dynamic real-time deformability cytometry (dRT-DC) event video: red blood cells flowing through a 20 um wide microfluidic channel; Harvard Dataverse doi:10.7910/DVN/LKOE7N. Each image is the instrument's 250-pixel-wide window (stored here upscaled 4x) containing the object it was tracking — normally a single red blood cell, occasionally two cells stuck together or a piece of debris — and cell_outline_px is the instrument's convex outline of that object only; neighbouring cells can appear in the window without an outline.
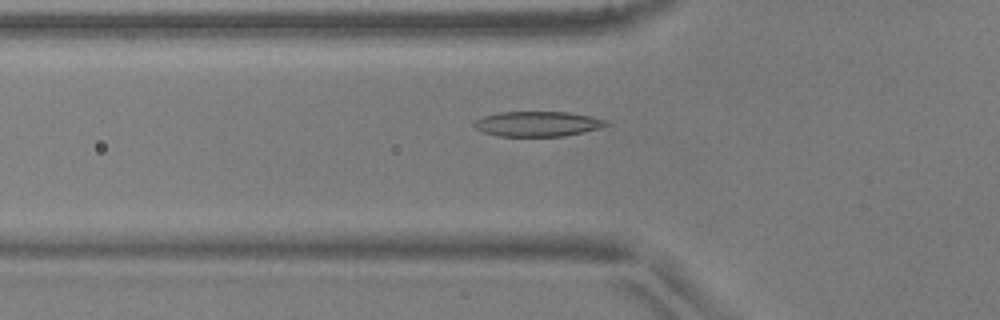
{"species": "common noctule bat (a hibernating species)", "species_latin": "Nyctalus noctula", "temperature_condition": "warm", "stored_images_in_passage": 48, "camera_frame_rate_fps": 3000, "um_per_image_px": 0.085, "animal": {"sex": "male", "body_mass_g": 17.9, "forearm_length_mm": 54.2}, "frame": {"image": 1, "passage_image": 14, "time_ms": 4.333, "image_size_px": [1000, 320], "cell_outline_px": [[612, 124], [564, 136], [496, 136], [480, 132], [472, 124], [476, 120], [484, 116], [500, 112], [568, 112], [592, 116], [608, 120]], "centroid_in_image_um": [45.67, 10.53], "position_along_channel_um": 80.1, "area_um2": 19.31}}
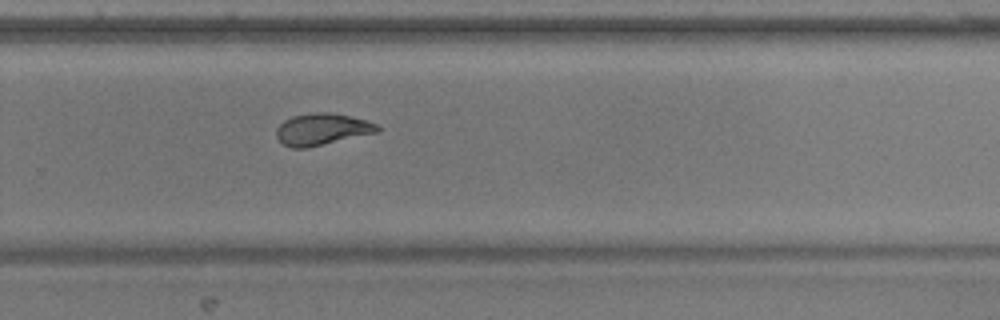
{"frame": {"image": 2, "passage_image": 31, "time_ms": 10.0, "image_size_px": [1000, 320], "cell_outline_px": [[380, 132], [304, 148], [292, 148], [284, 144], [276, 136], [276, 128], [284, 120], [292, 116], [312, 112], [328, 112], [348, 116], [364, 120], [376, 124], [380, 128]], "centroid_in_image_um": [27.35, 10.98], "position_along_channel_um": 302.4, "area_um2": 18.5}}
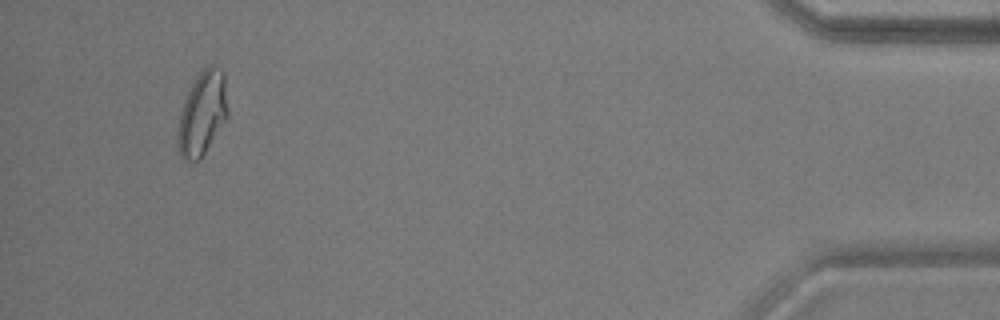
{"frame": {"image": 3, "passage_image": 45, "time_ms": 14.667, "image_size_px": [1000, 320], "cell_outline_px": [[228, 116], [200, 160], [184, 160], [180, 156], [176, 144], [176, 132], [180, 112], [184, 100], [196, 76], [208, 64], [216, 64], [224, 72], [228, 108]], "centroid_in_image_um": [17.18, 9.63], "position_along_channel_um": 418.0, "area_um2": 24.8}, "authors_computed_cell_mechanics": {"area_um2": 19.0162, "velocity_mm_per_s": 3.9069, "shape_relaxation_time_tau1_ms": 3.4751, "shape_relaxation_time_tau2_ms": 1.4611, "deformation_change_tau1": 0.1557, "deformation_change_tau2": 0.0813}}